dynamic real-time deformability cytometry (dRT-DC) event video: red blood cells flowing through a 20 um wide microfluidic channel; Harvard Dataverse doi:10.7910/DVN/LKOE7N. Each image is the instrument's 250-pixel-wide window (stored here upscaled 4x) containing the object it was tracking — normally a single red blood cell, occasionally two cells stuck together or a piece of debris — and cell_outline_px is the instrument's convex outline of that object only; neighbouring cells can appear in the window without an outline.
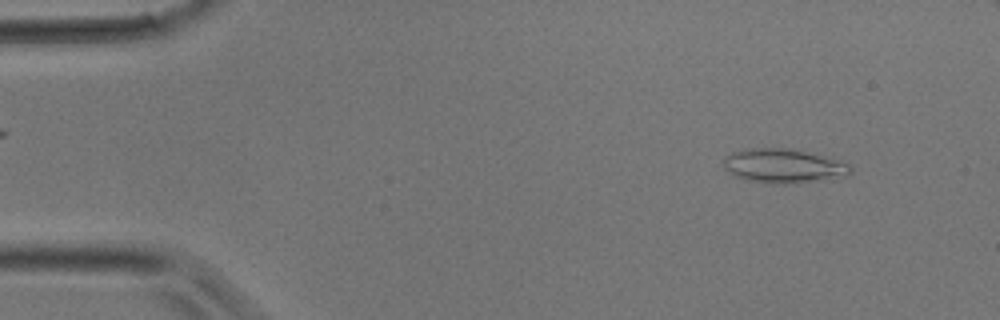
{"species": "common noctule bat (a hibernating species)", "species_latin": "Nyctalus noctula", "temperature_condition": "room temperature", "stored_images_in_passage": 35, "camera_frame_rate_fps": 3000, "um_per_image_px": 0.085, "animal": {"sex": "male", "body_mass_g": 17.9}, "frame": {"image": 1, "passage_image": 3, "time_ms": 0.667, "image_size_px": [1000, 320], "cell_outline_px": [[852, 172], [848, 176], [784, 184], [776, 184], [752, 180], [736, 176], [728, 172], [724, 168], [724, 156], [732, 152], [744, 148], [788, 148], [836, 160], [848, 164], [852, 168]], "centroid_in_image_um": [66.55, 14.09], "position_along_channel_um": 18.5, "area_um2": 24.8}}
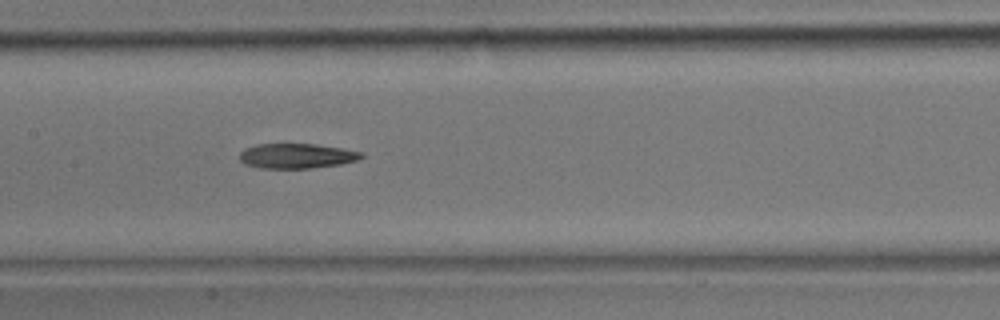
{"frame": {"image": 2, "passage_image": 16, "time_ms": 5.0, "image_size_px": [1000, 320], "cell_outline_px": [[364, 156], [360, 160], [340, 164], [312, 168], [260, 168], [244, 164], [240, 160], [240, 152], [244, 148], [256, 144], [316, 144], [344, 148], [364, 152]], "centroid_in_image_um": [25.25, 13.25], "position_along_channel_um": 182.1, "area_um2": 17.92}}
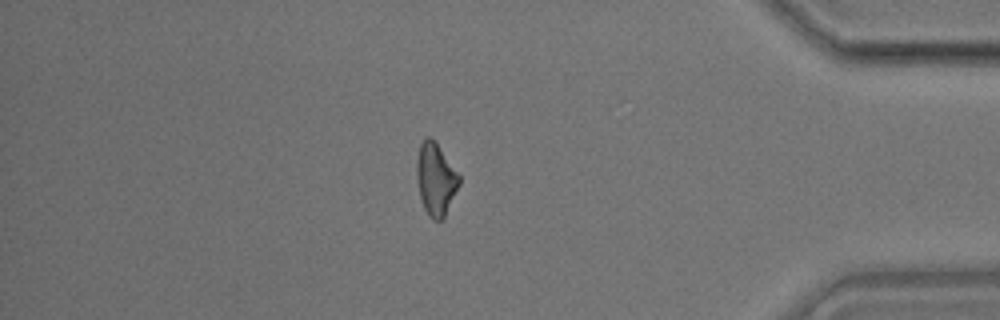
{"frame": {"image": 3, "passage_image": 29, "time_ms": 9.333, "image_size_px": [1000, 320], "cell_outline_px": [[460, 184], [444, 216], [440, 220], [432, 220], [428, 216], [424, 208], [420, 196], [416, 176], [416, 160], [420, 144], [428, 136], [432, 136], [460, 176]], "centroid_in_image_um": [37.02, 15.21], "position_along_channel_um": 398.2, "area_um2": 17.8}}